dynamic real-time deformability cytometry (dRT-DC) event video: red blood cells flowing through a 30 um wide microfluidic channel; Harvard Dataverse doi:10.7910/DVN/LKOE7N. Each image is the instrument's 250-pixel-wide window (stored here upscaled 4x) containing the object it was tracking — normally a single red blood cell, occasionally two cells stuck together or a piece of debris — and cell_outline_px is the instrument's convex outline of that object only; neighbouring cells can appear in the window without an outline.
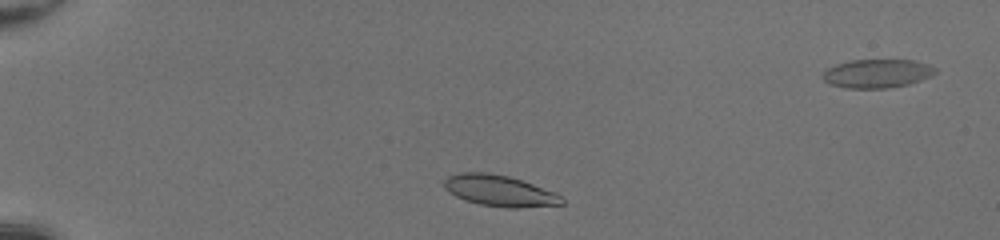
{"species": "common noctule bat (a hibernating species)", "species_latin": "Nyctalus noctula", "temperature_condition": "room temperature", "stored_images_in_passage": 42, "camera_frame_rate_fps": 3000, "um_per_image_px": 0.085, "animal": {"sex": "female", "body_mass_g": 20.0, "forearm_length_mm": 54.0}, "frame": {"image": 1, "passage_image": 5, "time_ms": 1.333, "image_size_px": [1000, 240], "cell_outline_px": [[564, 204], [516, 208], [504, 208], [480, 204], [464, 200], [448, 192], [444, 188], [444, 180], [448, 176], [460, 172], [488, 172], [508, 176], [556, 192], [564, 200]], "centroid_in_image_um": [42.44, 16.21], "position_along_channel_um": 42.6, "area_um2": 21.39}}
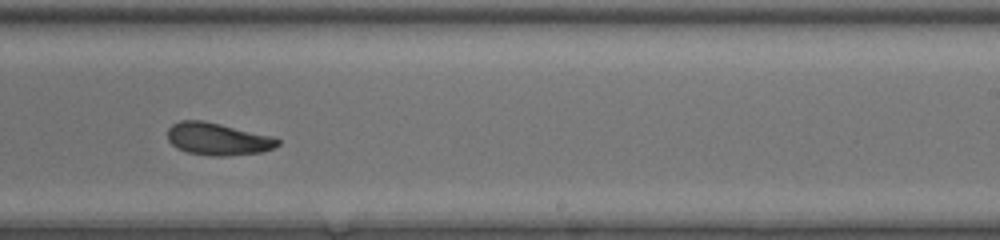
{"frame": {"image": 2, "passage_image": 25, "time_ms": 8.0, "image_size_px": [1000, 240], "cell_outline_px": [[280, 144], [272, 148], [260, 152], [228, 156], [208, 156], [188, 152], [176, 148], [168, 140], [168, 128], [172, 124], [180, 120], [204, 120], [272, 136], [280, 140]], "centroid_in_image_um": [18.49, 11.81], "position_along_channel_um": 270.5, "area_um2": 20.81}}
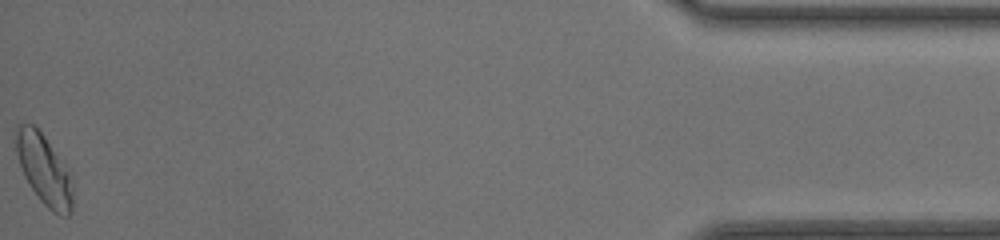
{"frame": {"image": 3, "passage_image": 42, "time_ms": 13.667, "image_size_px": [1000, 240], "cell_outline_px": [[72, 212], [68, 216], [60, 216], [52, 212], [40, 200], [24, 176], [16, 152], [16, 124], [32, 124], [44, 136], [68, 172], [72, 180]], "centroid_in_image_um": [3.74, 14.46], "position_along_channel_um": 431.5, "area_um2": 22.72}, "authors_computed_cell_mechanics": {"area_um2": 21.2993, "velocity_mm_per_s": 4.2352, "shape_relaxation_time_tau1_ms": 4.0474, "shape_relaxation_time_tau2_ms": 2.1171, "deformation_change_tau1": 0.1405, "deformation_change_tau2": 0.0714}}